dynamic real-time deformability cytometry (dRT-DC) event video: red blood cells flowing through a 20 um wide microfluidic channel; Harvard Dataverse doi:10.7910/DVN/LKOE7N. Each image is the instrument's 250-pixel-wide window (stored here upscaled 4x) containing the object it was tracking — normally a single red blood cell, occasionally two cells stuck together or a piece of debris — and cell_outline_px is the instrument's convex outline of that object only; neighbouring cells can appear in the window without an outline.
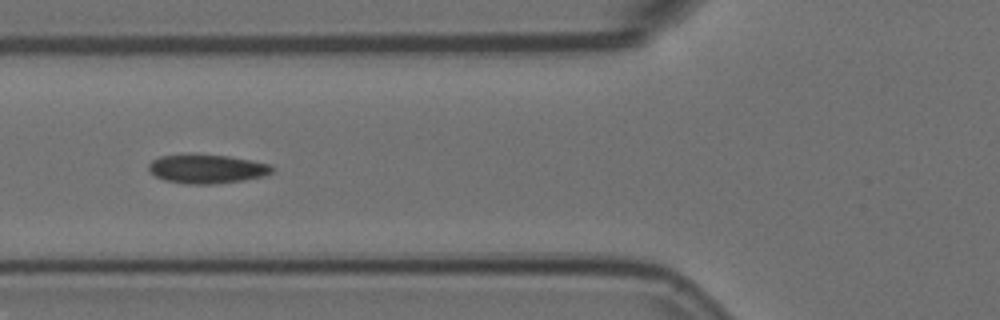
{"species": "Egyptian fruit bat (a non-hibernating species)", "species_latin": "Rousettus aegyptiacus", "temperature_condition": "room temperature", "stored_images_in_passage": 7, "camera_frame_rate_fps": 3000, "um_per_image_px": 0.085, "animal": {"sex": "female"}, "frame": {"image": 1, "passage_image": 3, "time_ms": 0.667, "image_size_px": [1000, 320], "cell_outline_px": [[272, 172], [264, 176], [244, 180], [216, 184], [184, 184], [164, 180], [156, 176], [148, 168], [148, 164], [152, 160], [160, 156], [228, 156], [252, 160], [272, 164]], "centroid_in_image_um": [17.62, 14.39], "position_along_channel_um": 108.2, "area_um2": 20.4}}
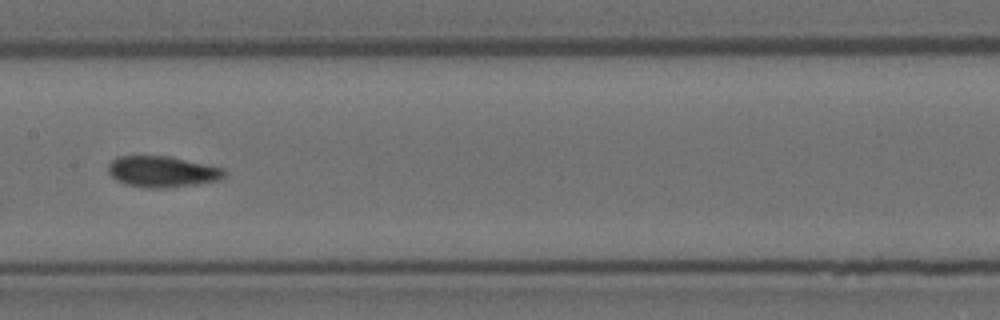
{"frame": {"image": 2, "passage_image": 5, "time_ms": 1.333, "image_size_px": [1000, 320], "cell_outline_px": [[224, 176], [220, 180], [164, 188], [144, 188], [128, 184], [116, 180], [108, 172], [108, 164], [116, 156], [168, 156], [224, 168]], "centroid_in_image_um": [13.75, 14.58], "position_along_channel_um": 193.6, "area_um2": 20.81}}
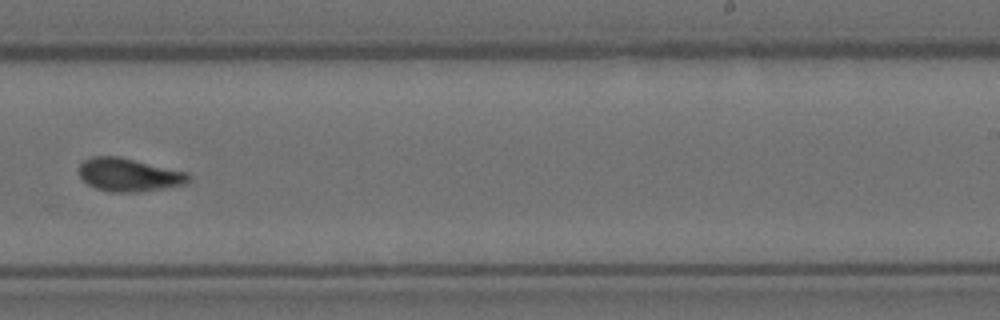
{"frame": {"image": 3, "passage_image": 7, "time_ms": 2.0, "image_size_px": [1000, 320], "cell_outline_px": [[192, 180], [184, 184], [164, 188], [140, 192], [108, 192], [96, 188], [88, 184], [80, 176], [80, 164], [84, 160], [92, 156], [120, 156], [188, 172]], "centroid_in_image_um": [10.98, 14.86], "position_along_channel_um": 278.0, "area_um2": 21.33}}